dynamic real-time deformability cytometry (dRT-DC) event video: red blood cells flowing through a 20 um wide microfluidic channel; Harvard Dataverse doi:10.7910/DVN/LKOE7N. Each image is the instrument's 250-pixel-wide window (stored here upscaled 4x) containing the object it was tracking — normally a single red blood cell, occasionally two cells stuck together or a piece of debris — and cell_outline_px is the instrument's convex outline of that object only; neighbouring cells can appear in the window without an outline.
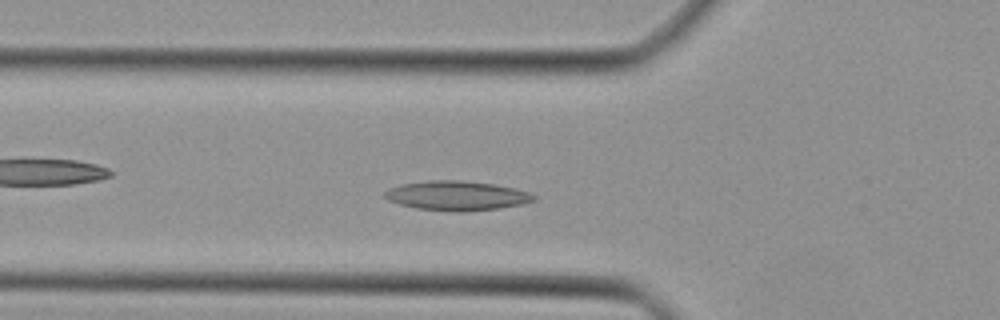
{"species": "Egyptian fruit bat (a non-hibernating species)", "species_latin": "Rousettus aegyptiacus", "temperature_condition": "cold", "stored_images_in_passage": 33, "camera_frame_rate_fps": 3000, "um_per_image_px": 0.085, "animal": {"sex": "female"}, "frame": {"image": 1, "passage_image": 3, "time_ms": 0.667, "image_size_px": [1000, 320], "cell_outline_px": [[536, 200], [524, 204], [500, 208], [464, 212], [456, 212], [416, 208], [400, 204], [388, 200], [384, 196], [384, 192], [400, 184], [428, 180], [460, 180], [492, 184], [512, 188], [528, 192], [536, 196]], "centroid_in_image_um": [38.83, 16.64], "position_along_channel_um": 87.0, "area_um2": 25.55}}
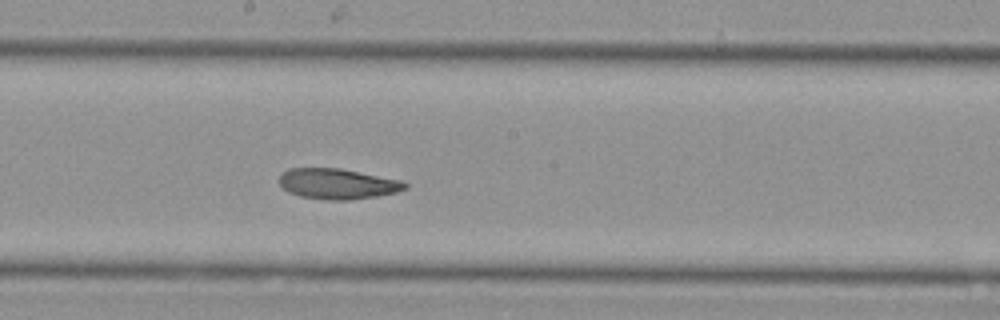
{"frame": {"image": 2, "passage_image": 12, "time_ms": 3.667, "image_size_px": [1000, 320], "cell_outline_px": [[408, 188], [396, 192], [376, 196], [348, 200], [328, 200], [300, 196], [288, 192], [280, 184], [280, 172], [288, 168], [340, 168], [404, 180], [408, 184]], "centroid_in_image_um": [28.71, 15.61], "position_along_channel_um": 219.5, "area_um2": 22.54}}
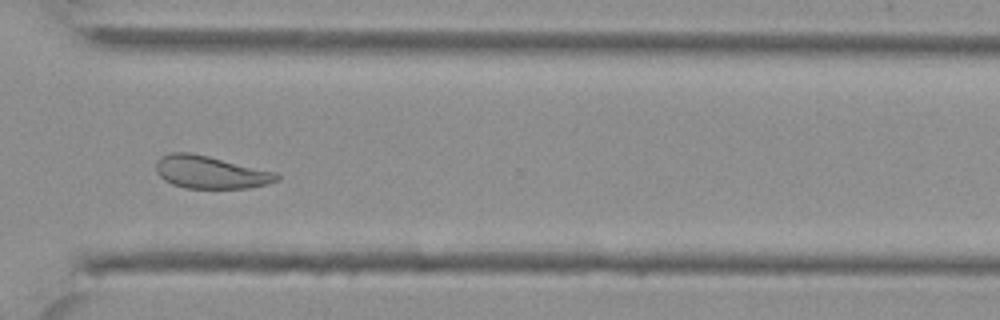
{"frame": {"image": 3, "passage_image": 21, "time_ms": 6.667, "image_size_px": [1000, 320], "cell_outline_px": [[280, 180], [248, 188], [184, 188], [172, 184], [164, 180], [156, 172], [156, 160], [160, 156], [172, 152], [192, 152], [276, 172], [280, 176]], "centroid_in_image_um": [17.86, 14.63], "position_along_channel_um": 352.7, "area_um2": 23.06}}